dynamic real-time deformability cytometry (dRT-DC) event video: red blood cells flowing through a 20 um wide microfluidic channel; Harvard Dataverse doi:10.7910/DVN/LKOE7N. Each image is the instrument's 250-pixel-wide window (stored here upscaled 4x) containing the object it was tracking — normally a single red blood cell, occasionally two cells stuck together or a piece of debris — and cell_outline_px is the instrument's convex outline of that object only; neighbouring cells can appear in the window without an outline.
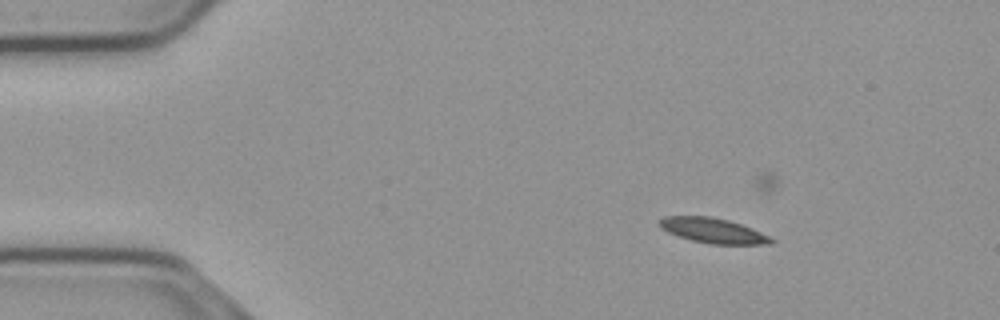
{"species": "common noctule bat (a hibernating species)", "species_latin": "Nyctalus noctula", "temperature_condition": "cold", "stored_images_in_passage": 41, "camera_frame_rate_fps": 3000, "um_per_image_px": 0.085, "animal": {"sex": "male", "body_mass_g": 23.1, "forearm_length_mm": 52.7}, "frame": {"image": 1, "passage_image": 8, "time_ms": 2.333, "image_size_px": [1000, 320], "cell_outline_px": [[776, 240], [772, 244], [712, 244], [692, 240], [668, 232], [660, 228], [660, 220], [664, 216], [708, 216], [728, 220], [752, 228]], "centroid_in_image_um": [60.62, 19.6], "position_along_channel_um": 24.4, "area_um2": 16.07}}
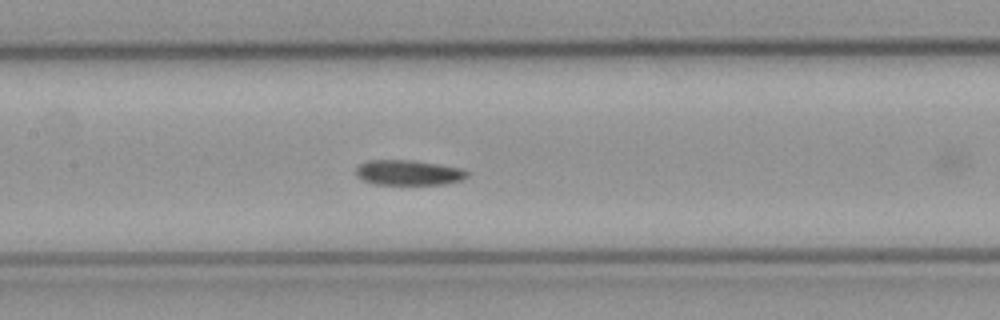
{"frame": {"image": 2, "passage_image": 26, "time_ms": 8.333, "image_size_px": [1000, 320], "cell_outline_px": [[468, 176], [460, 180], [444, 184], [376, 184], [364, 180], [356, 176], [356, 168], [360, 164], [368, 160], [412, 160], [440, 164], [460, 168], [468, 172]], "centroid_in_image_um": [34.71, 14.66], "position_along_channel_um": 172.7, "area_um2": 16.18}}
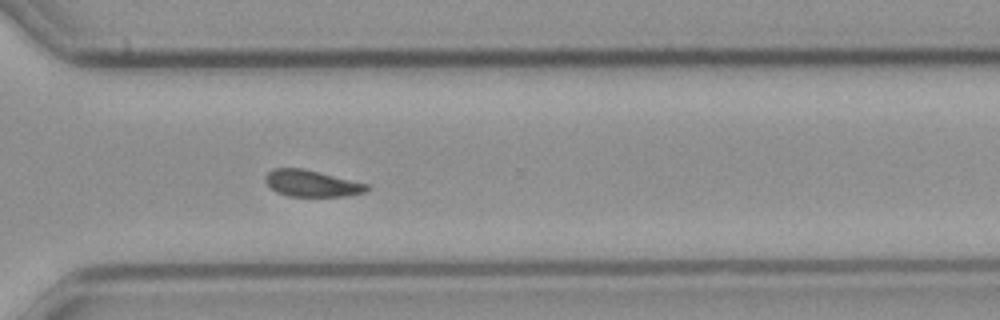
{"frame": {"image": 3, "passage_image": 40, "time_ms": 13.0, "image_size_px": [1000, 320], "cell_outline_px": [[368, 188], [364, 192], [348, 196], [288, 196], [276, 192], [264, 180], [264, 176], [272, 168], [304, 168], [368, 184]], "centroid_in_image_um": [26.46, 15.58], "position_along_channel_um": 344.1, "area_um2": 15.66}}